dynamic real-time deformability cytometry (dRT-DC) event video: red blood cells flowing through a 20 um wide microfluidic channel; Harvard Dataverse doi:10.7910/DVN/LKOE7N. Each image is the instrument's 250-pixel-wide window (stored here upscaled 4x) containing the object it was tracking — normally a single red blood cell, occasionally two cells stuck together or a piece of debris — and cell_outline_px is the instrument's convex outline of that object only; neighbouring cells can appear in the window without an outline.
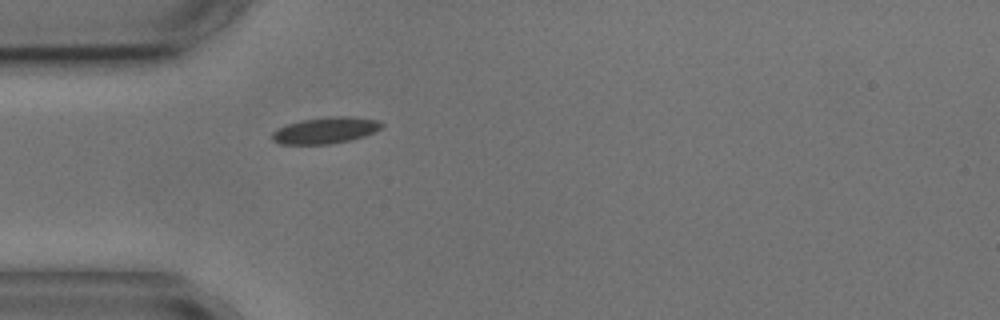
{"species": "common noctule bat (a hibernating species)", "species_latin": "Nyctalus noctula", "temperature_condition": "cold", "stored_images_in_passage": 1, "camera_frame_rate_fps": 3000, "um_per_image_px": 0.085, "animal": {"sex": "male", "body_mass_g": 17.9, "forearm_length_mm": 54.2}, "frame": {"image": 1, "passage_image": 1, "time_ms": 0.0, "image_size_px": [1000, 320], "cell_outline_px": [[384, 124], [380, 128], [364, 136], [352, 140], [328, 144], [280, 144], [272, 140], [272, 132], [276, 128], [300, 120], [332, 116], [352, 116], [380, 120]], "centroid_in_image_um": [27.66, 11.07], "position_along_channel_um": 57.3, "area_um2": 16.94}}